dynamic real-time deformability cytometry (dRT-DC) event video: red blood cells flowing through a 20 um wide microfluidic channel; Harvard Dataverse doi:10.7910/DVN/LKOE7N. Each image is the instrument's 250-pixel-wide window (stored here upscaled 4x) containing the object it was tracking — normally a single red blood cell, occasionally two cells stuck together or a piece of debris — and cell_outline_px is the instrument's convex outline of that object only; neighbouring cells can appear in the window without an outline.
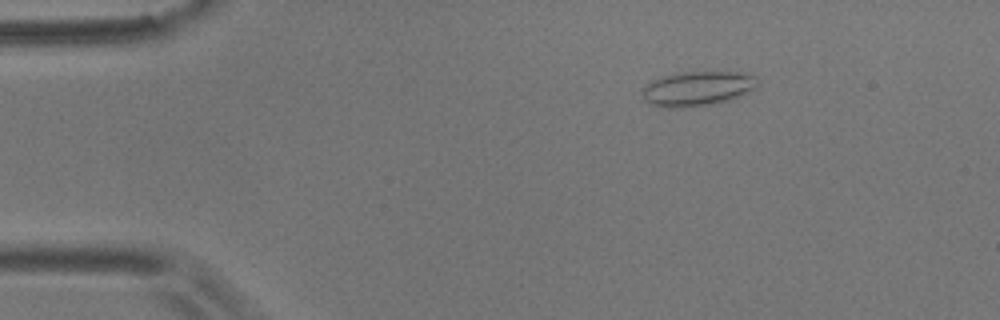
{"species": "common noctule bat (a hibernating species)", "species_latin": "Nyctalus noctula", "temperature_condition": "room temperature", "stored_images_in_passage": 3, "camera_frame_rate_fps": 3000, "um_per_image_px": 0.085, "animal": {"sex": "male", "body_mass_g": 17.9}, "frame": {"image": 1, "passage_image": 2, "time_ms": 0.333, "image_size_px": [1000, 320], "cell_outline_px": [[760, 80], [756, 88], [728, 100], [712, 104], [676, 108], [672, 108], [648, 104], [644, 100], [644, 88], [652, 80], [664, 76], [684, 72], [740, 72], [756, 76]], "centroid_in_image_um": [59.32, 7.52], "position_along_channel_um": 25.7, "area_um2": 23.0}}